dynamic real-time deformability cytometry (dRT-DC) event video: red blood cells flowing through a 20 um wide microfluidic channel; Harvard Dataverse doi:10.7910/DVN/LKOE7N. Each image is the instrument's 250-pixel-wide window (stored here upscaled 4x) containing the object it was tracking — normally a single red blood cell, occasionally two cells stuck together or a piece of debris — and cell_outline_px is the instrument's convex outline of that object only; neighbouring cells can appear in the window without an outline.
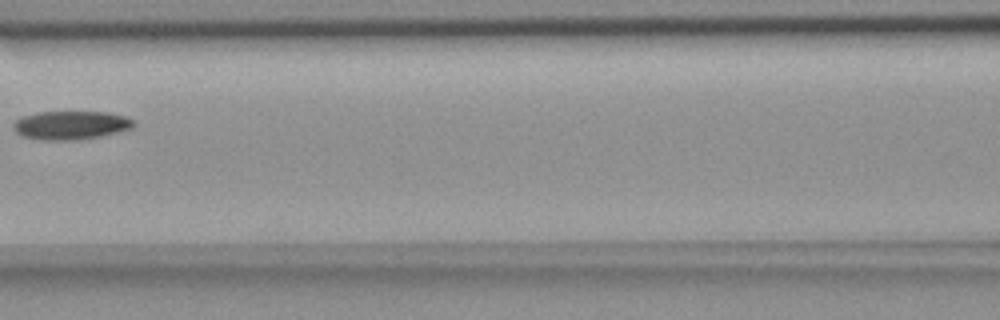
{"species": "common noctule bat (a hibernating species)", "species_latin": "Nyctalus noctula", "temperature_condition": "room temperature", "stored_images_in_passage": 8, "segment_of_instrument_passage": [1, 2], "camera_frame_rate_fps": 3000, "um_per_image_px": 0.085, "animal": {"sex": "female", "body_mass_g": 18.4}, "frame": {"image": 1, "passage_image": 4, "time_ms": 3.667, "image_size_px": [1000, 320], "cell_outline_px": [[136, 124], [132, 128], [100, 136], [68, 140], [44, 140], [24, 136], [16, 132], [12, 128], [12, 124], [16, 120], [24, 116], [36, 112], [108, 112], [128, 116], [136, 120]], "centroid_in_image_um": [6.06, 10.62], "position_along_channel_um": 160.5, "area_um2": 20.0}}
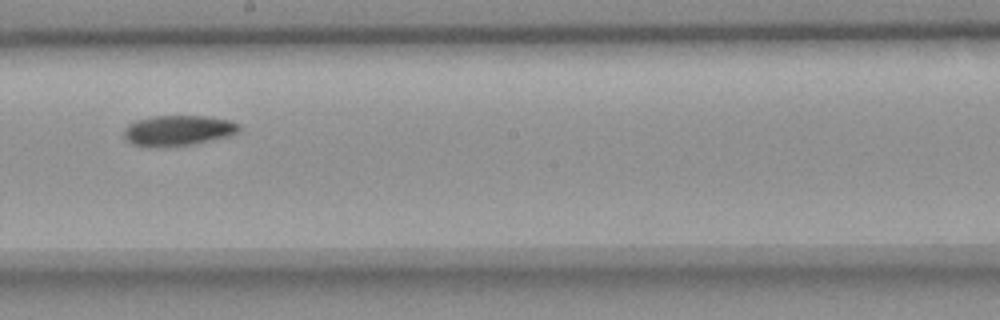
{"frame": {"image": 2, "passage_image": 6, "time_ms": 5.667, "image_size_px": [1000, 320], "cell_outline_px": [[240, 132], [228, 136], [188, 144], [156, 148], [148, 148], [132, 144], [124, 140], [124, 128], [128, 124], [136, 120], [156, 116], [204, 116], [228, 120], [240, 124]], "centroid_in_image_um": [15.07, 11.1], "position_along_channel_um": 233.1, "area_um2": 20.46}}
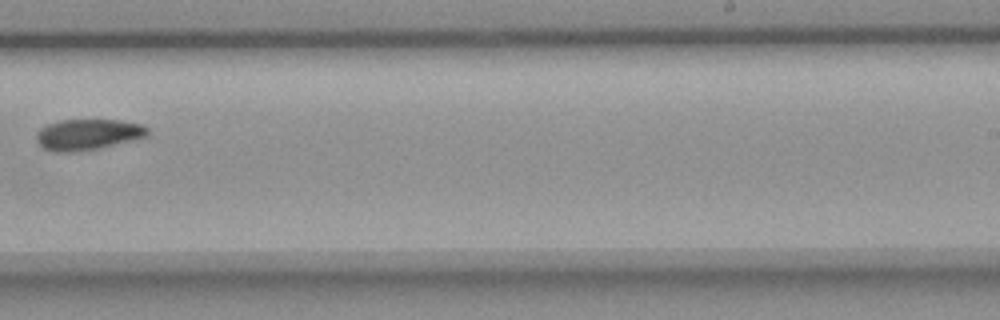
{"frame": {"image": 3, "passage_image": 7, "time_ms": 7.0, "image_size_px": [1000, 320], "cell_outline_px": [[148, 136], [100, 148], [72, 152], [56, 152], [44, 148], [36, 140], [36, 132], [40, 128], [48, 124], [60, 120], [120, 120], [144, 124], [148, 128]], "centroid_in_image_um": [7.48, 11.42], "position_along_channel_um": 281.5, "area_um2": 20.06}}